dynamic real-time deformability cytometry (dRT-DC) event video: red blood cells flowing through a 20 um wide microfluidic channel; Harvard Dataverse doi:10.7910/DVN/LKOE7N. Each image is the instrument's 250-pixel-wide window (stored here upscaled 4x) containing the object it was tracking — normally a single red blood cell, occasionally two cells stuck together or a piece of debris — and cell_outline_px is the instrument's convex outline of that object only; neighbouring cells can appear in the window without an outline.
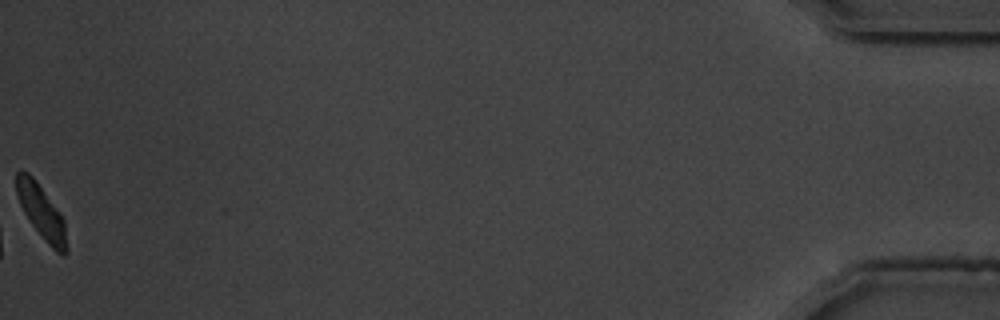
{"species": "common noctule bat (a hibernating species)", "species_latin": "Nyctalus noctula", "temperature_condition": "warm", "stored_images_in_passage": 42, "camera_frame_rate_fps": 3000, "um_per_image_px": 0.085, "animal": {"sex": "male", "body_mass_g": 19.5, "forearm_length_mm": 54.6}, "frame": {"image": 1, "passage_image": 42, "time_ms": 13.667, "image_size_px": [1000, 320], "cell_outline_px": [[68, 252], [64, 256], [56, 252], [48, 244], [32, 224], [24, 212], [20, 204], [16, 192], [16, 172], [20, 168], [28, 172], [36, 180], [64, 220], [68, 248]], "centroid_in_image_um": [3.52, 18.01], "position_along_channel_um": 431.7, "area_um2": 15.61}, "authors_computed_cell_mechanics": {"area_um2": 17.7735, "velocity_mm_per_s": 3.5456, "shape_relaxation_time_tau1_ms": 2.7284, "shape_relaxation_time_tau2_ms": null, "deformation_change_tau1": 0.2258, "deformation_change_tau2": null}}